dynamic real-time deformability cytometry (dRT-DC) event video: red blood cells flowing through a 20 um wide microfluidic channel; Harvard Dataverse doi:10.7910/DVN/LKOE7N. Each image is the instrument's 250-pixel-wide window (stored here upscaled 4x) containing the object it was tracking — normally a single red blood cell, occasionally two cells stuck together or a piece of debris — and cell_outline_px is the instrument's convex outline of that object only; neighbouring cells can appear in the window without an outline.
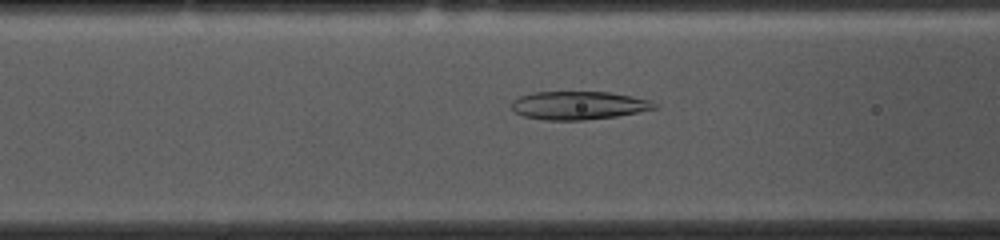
{"species": "common noctule bat (a hibernating species)", "species_latin": "Nyctalus noctula", "temperature_condition": "cold", "stored_images_in_passage": 53, "camera_frame_rate_fps": 3000, "um_per_image_px": 0.085, "animal": {"sex": "female", "body_mass_g": 10.0, "forearm_length_mm": 53.1}, "frame": {"image": 1, "passage_image": 19, "time_ms": 6.0, "image_size_px": [1000, 240], "cell_outline_px": [[660, 104], [656, 108], [616, 116], [584, 120], [544, 120], [524, 116], [516, 112], [512, 108], [512, 100], [520, 96], [532, 92], [608, 92], [632, 96], [648, 100]], "centroid_in_image_um": [49.17, 8.95], "position_along_channel_um": 117.4, "area_um2": 23.41}}
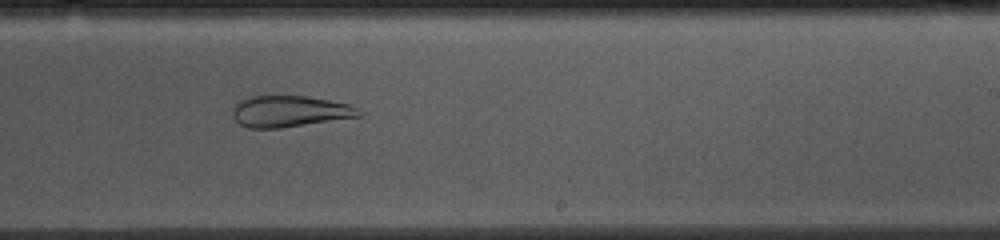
{"frame": {"image": 2, "passage_image": 31, "time_ms": 10.0, "image_size_px": [1000, 240], "cell_outline_px": [[364, 116], [280, 128], [248, 128], [240, 124], [232, 116], [232, 104], [236, 100], [244, 96], [308, 96], [348, 104], [364, 112]], "centroid_in_image_um": [24.57, 9.46], "position_along_channel_um": 264.4, "area_um2": 23.47}}
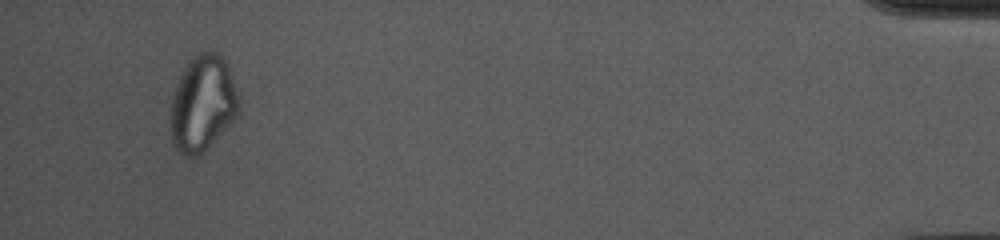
{"frame": {"image": 3, "passage_image": 50, "time_ms": 16.333, "image_size_px": [1000, 240], "cell_outline_px": [[240, 116], [200, 156], [184, 156], [172, 144], [168, 120], [172, 100], [176, 84], [184, 68], [200, 52], [216, 52], [224, 60], [228, 68], [240, 96]], "centroid_in_image_um": [17.24, 8.88], "position_along_channel_um": 418.0, "area_um2": 38.78}}